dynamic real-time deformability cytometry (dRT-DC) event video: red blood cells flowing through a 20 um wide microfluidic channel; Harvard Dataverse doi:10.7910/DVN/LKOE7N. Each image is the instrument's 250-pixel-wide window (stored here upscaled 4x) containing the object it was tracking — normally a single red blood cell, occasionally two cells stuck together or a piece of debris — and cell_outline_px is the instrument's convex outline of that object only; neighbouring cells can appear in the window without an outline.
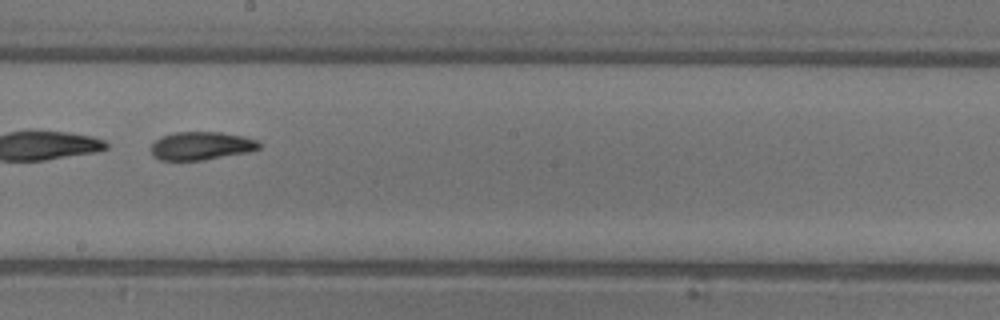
{"species": "common noctule bat (a hibernating species)", "species_latin": "Nyctalus noctula", "temperature_condition": "warm", "stored_images_in_passage": 44, "segment_of_instrument_passage": [2, 2], "camera_frame_rate_fps": 3000, "um_per_image_px": 0.085, "animal": {"sex": "female"}, "frame": {"image": 1, "passage_image": 25, "time_ms": 8.0, "image_size_px": [1000, 320], "cell_outline_px": [[260, 148], [248, 152], [204, 160], [160, 160], [152, 156], [148, 148], [160, 136], [172, 132], [220, 132], [244, 136], [256, 140], [260, 144]], "centroid_in_image_um": [17.04, 12.39], "position_along_channel_um": 231.2, "area_um2": 17.98}}
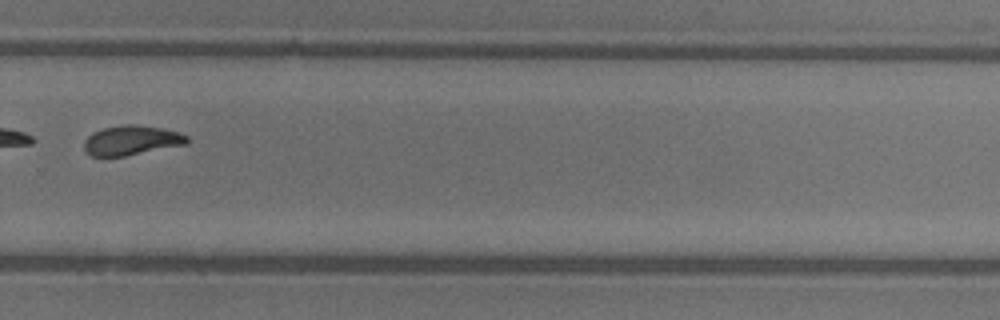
{"frame": {"image": 2, "passage_image": 31, "time_ms": 10.0, "image_size_px": [1000, 320], "cell_outline_px": [[188, 144], [124, 156], [92, 156], [84, 148], [84, 140], [88, 136], [104, 128], [128, 124], [132, 124], [160, 128], [180, 132], [188, 136]], "centroid_in_image_um": [11.21, 11.93], "position_along_channel_um": 318.6, "area_um2": 17.51}}